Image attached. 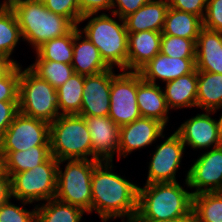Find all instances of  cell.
I'll return each instance as SVG.
<instances>
[{
  "mask_svg": "<svg viewBox=\"0 0 222 222\" xmlns=\"http://www.w3.org/2000/svg\"><path fill=\"white\" fill-rule=\"evenodd\" d=\"M112 161H101L93 170L92 213H98L102 222L121 218L134 222L138 211V185L113 171Z\"/></svg>",
  "mask_w": 222,
  "mask_h": 222,
  "instance_id": "obj_1",
  "label": "cell"
},
{
  "mask_svg": "<svg viewBox=\"0 0 222 222\" xmlns=\"http://www.w3.org/2000/svg\"><path fill=\"white\" fill-rule=\"evenodd\" d=\"M193 194L178 181L144 184L138 187V211L134 222H156L194 217Z\"/></svg>",
  "mask_w": 222,
  "mask_h": 222,
  "instance_id": "obj_2",
  "label": "cell"
},
{
  "mask_svg": "<svg viewBox=\"0 0 222 222\" xmlns=\"http://www.w3.org/2000/svg\"><path fill=\"white\" fill-rule=\"evenodd\" d=\"M9 6L15 13L23 41L30 43L35 50L76 27L69 18L51 12L44 4L34 0H15Z\"/></svg>",
  "mask_w": 222,
  "mask_h": 222,
  "instance_id": "obj_3",
  "label": "cell"
},
{
  "mask_svg": "<svg viewBox=\"0 0 222 222\" xmlns=\"http://www.w3.org/2000/svg\"><path fill=\"white\" fill-rule=\"evenodd\" d=\"M112 16L113 18L106 13L85 15L81 17L78 26L83 21L90 20L79 31L98 48L102 59L110 68L116 65L120 71H127L128 32L124 19L117 16L118 21L114 18L115 14L112 13Z\"/></svg>",
  "mask_w": 222,
  "mask_h": 222,
  "instance_id": "obj_4",
  "label": "cell"
},
{
  "mask_svg": "<svg viewBox=\"0 0 222 222\" xmlns=\"http://www.w3.org/2000/svg\"><path fill=\"white\" fill-rule=\"evenodd\" d=\"M49 141L51 154L58 161L63 159L93 160L88 126L84 117L78 114L60 115L50 123Z\"/></svg>",
  "mask_w": 222,
  "mask_h": 222,
  "instance_id": "obj_5",
  "label": "cell"
},
{
  "mask_svg": "<svg viewBox=\"0 0 222 222\" xmlns=\"http://www.w3.org/2000/svg\"><path fill=\"white\" fill-rule=\"evenodd\" d=\"M68 161V162H67ZM67 162L64 171L60 168ZM101 161L63 159L58 161L55 199L92 213L91 178L94 168Z\"/></svg>",
  "mask_w": 222,
  "mask_h": 222,
  "instance_id": "obj_6",
  "label": "cell"
},
{
  "mask_svg": "<svg viewBox=\"0 0 222 222\" xmlns=\"http://www.w3.org/2000/svg\"><path fill=\"white\" fill-rule=\"evenodd\" d=\"M19 112L49 124L61 114L58 109V93L49 82L39 78L28 67L20 66Z\"/></svg>",
  "mask_w": 222,
  "mask_h": 222,
  "instance_id": "obj_7",
  "label": "cell"
},
{
  "mask_svg": "<svg viewBox=\"0 0 222 222\" xmlns=\"http://www.w3.org/2000/svg\"><path fill=\"white\" fill-rule=\"evenodd\" d=\"M58 160L52 155L33 169L11 177V196L23 206L55 198Z\"/></svg>",
  "mask_w": 222,
  "mask_h": 222,
  "instance_id": "obj_8",
  "label": "cell"
},
{
  "mask_svg": "<svg viewBox=\"0 0 222 222\" xmlns=\"http://www.w3.org/2000/svg\"><path fill=\"white\" fill-rule=\"evenodd\" d=\"M137 87L138 72L121 70V73L115 74L112 68L108 116L119 127L141 117L136 98Z\"/></svg>",
  "mask_w": 222,
  "mask_h": 222,
  "instance_id": "obj_9",
  "label": "cell"
},
{
  "mask_svg": "<svg viewBox=\"0 0 222 222\" xmlns=\"http://www.w3.org/2000/svg\"><path fill=\"white\" fill-rule=\"evenodd\" d=\"M50 124L40 119L16 114L0 139V151H25L39 145H50Z\"/></svg>",
  "mask_w": 222,
  "mask_h": 222,
  "instance_id": "obj_10",
  "label": "cell"
},
{
  "mask_svg": "<svg viewBox=\"0 0 222 222\" xmlns=\"http://www.w3.org/2000/svg\"><path fill=\"white\" fill-rule=\"evenodd\" d=\"M185 185L196 189L193 195L203 192H222V145L204 152L191 165Z\"/></svg>",
  "mask_w": 222,
  "mask_h": 222,
  "instance_id": "obj_11",
  "label": "cell"
},
{
  "mask_svg": "<svg viewBox=\"0 0 222 222\" xmlns=\"http://www.w3.org/2000/svg\"><path fill=\"white\" fill-rule=\"evenodd\" d=\"M183 152L185 145L176 132L157 145L149 162L146 184L177 181L176 172L181 165Z\"/></svg>",
  "mask_w": 222,
  "mask_h": 222,
  "instance_id": "obj_12",
  "label": "cell"
},
{
  "mask_svg": "<svg viewBox=\"0 0 222 222\" xmlns=\"http://www.w3.org/2000/svg\"><path fill=\"white\" fill-rule=\"evenodd\" d=\"M166 126L158 120L140 117L132 123L120 127L118 159L126 157L134 150L152 145L158 138H164Z\"/></svg>",
  "mask_w": 222,
  "mask_h": 222,
  "instance_id": "obj_13",
  "label": "cell"
},
{
  "mask_svg": "<svg viewBox=\"0 0 222 222\" xmlns=\"http://www.w3.org/2000/svg\"><path fill=\"white\" fill-rule=\"evenodd\" d=\"M84 117L91 137L93 160L112 161L118 156L120 127L109 116Z\"/></svg>",
  "mask_w": 222,
  "mask_h": 222,
  "instance_id": "obj_14",
  "label": "cell"
},
{
  "mask_svg": "<svg viewBox=\"0 0 222 222\" xmlns=\"http://www.w3.org/2000/svg\"><path fill=\"white\" fill-rule=\"evenodd\" d=\"M217 111H205L187 119L175 131L186 146H191L193 150L208 149L220 146L218 121L210 115Z\"/></svg>",
  "mask_w": 222,
  "mask_h": 222,
  "instance_id": "obj_15",
  "label": "cell"
},
{
  "mask_svg": "<svg viewBox=\"0 0 222 222\" xmlns=\"http://www.w3.org/2000/svg\"><path fill=\"white\" fill-rule=\"evenodd\" d=\"M112 68L85 76L80 116H108Z\"/></svg>",
  "mask_w": 222,
  "mask_h": 222,
  "instance_id": "obj_16",
  "label": "cell"
},
{
  "mask_svg": "<svg viewBox=\"0 0 222 222\" xmlns=\"http://www.w3.org/2000/svg\"><path fill=\"white\" fill-rule=\"evenodd\" d=\"M195 69V58H173L159 52L138 72L144 81L156 84L157 79L166 83Z\"/></svg>",
  "mask_w": 222,
  "mask_h": 222,
  "instance_id": "obj_17",
  "label": "cell"
},
{
  "mask_svg": "<svg viewBox=\"0 0 222 222\" xmlns=\"http://www.w3.org/2000/svg\"><path fill=\"white\" fill-rule=\"evenodd\" d=\"M162 32L128 33L127 71L138 72L160 52Z\"/></svg>",
  "mask_w": 222,
  "mask_h": 222,
  "instance_id": "obj_18",
  "label": "cell"
},
{
  "mask_svg": "<svg viewBox=\"0 0 222 222\" xmlns=\"http://www.w3.org/2000/svg\"><path fill=\"white\" fill-rule=\"evenodd\" d=\"M197 71L222 74V32L202 28L196 41Z\"/></svg>",
  "mask_w": 222,
  "mask_h": 222,
  "instance_id": "obj_19",
  "label": "cell"
},
{
  "mask_svg": "<svg viewBox=\"0 0 222 222\" xmlns=\"http://www.w3.org/2000/svg\"><path fill=\"white\" fill-rule=\"evenodd\" d=\"M137 103L141 117L152 118L163 123L169 122V109L164 92L157 83H149L142 79L138 72Z\"/></svg>",
  "mask_w": 222,
  "mask_h": 222,
  "instance_id": "obj_20",
  "label": "cell"
},
{
  "mask_svg": "<svg viewBox=\"0 0 222 222\" xmlns=\"http://www.w3.org/2000/svg\"><path fill=\"white\" fill-rule=\"evenodd\" d=\"M71 65L74 73L84 76L95 75L110 69L102 59L98 48L80 31L74 35Z\"/></svg>",
  "mask_w": 222,
  "mask_h": 222,
  "instance_id": "obj_21",
  "label": "cell"
},
{
  "mask_svg": "<svg viewBox=\"0 0 222 222\" xmlns=\"http://www.w3.org/2000/svg\"><path fill=\"white\" fill-rule=\"evenodd\" d=\"M168 8V0H152L146 3L124 18L127 32L137 33L146 30L162 32Z\"/></svg>",
  "mask_w": 222,
  "mask_h": 222,
  "instance_id": "obj_22",
  "label": "cell"
},
{
  "mask_svg": "<svg viewBox=\"0 0 222 222\" xmlns=\"http://www.w3.org/2000/svg\"><path fill=\"white\" fill-rule=\"evenodd\" d=\"M51 156L50 145L34 146L25 151H0L1 166L10 177L33 169Z\"/></svg>",
  "mask_w": 222,
  "mask_h": 222,
  "instance_id": "obj_23",
  "label": "cell"
},
{
  "mask_svg": "<svg viewBox=\"0 0 222 222\" xmlns=\"http://www.w3.org/2000/svg\"><path fill=\"white\" fill-rule=\"evenodd\" d=\"M163 92L169 110L196 107L197 69L190 74L166 82Z\"/></svg>",
  "mask_w": 222,
  "mask_h": 222,
  "instance_id": "obj_24",
  "label": "cell"
},
{
  "mask_svg": "<svg viewBox=\"0 0 222 222\" xmlns=\"http://www.w3.org/2000/svg\"><path fill=\"white\" fill-rule=\"evenodd\" d=\"M202 28L203 20L199 16L169 7L162 35L192 39L196 42Z\"/></svg>",
  "mask_w": 222,
  "mask_h": 222,
  "instance_id": "obj_25",
  "label": "cell"
},
{
  "mask_svg": "<svg viewBox=\"0 0 222 222\" xmlns=\"http://www.w3.org/2000/svg\"><path fill=\"white\" fill-rule=\"evenodd\" d=\"M196 107L204 111L222 108V74L197 71Z\"/></svg>",
  "mask_w": 222,
  "mask_h": 222,
  "instance_id": "obj_26",
  "label": "cell"
},
{
  "mask_svg": "<svg viewBox=\"0 0 222 222\" xmlns=\"http://www.w3.org/2000/svg\"><path fill=\"white\" fill-rule=\"evenodd\" d=\"M40 204H36V222H80L86 213L80 207L55 198Z\"/></svg>",
  "mask_w": 222,
  "mask_h": 222,
  "instance_id": "obj_27",
  "label": "cell"
},
{
  "mask_svg": "<svg viewBox=\"0 0 222 222\" xmlns=\"http://www.w3.org/2000/svg\"><path fill=\"white\" fill-rule=\"evenodd\" d=\"M84 81V75L73 73L62 86L57 88L58 109L61 115L80 113Z\"/></svg>",
  "mask_w": 222,
  "mask_h": 222,
  "instance_id": "obj_28",
  "label": "cell"
},
{
  "mask_svg": "<svg viewBox=\"0 0 222 222\" xmlns=\"http://www.w3.org/2000/svg\"><path fill=\"white\" fill-rule=\"evenodd\" d=\"M79 28L76 26L70 33L43 43L35 50L36 58L71 64L74 35L79 31Z\"/></svg>",
  "mask_w": 222,
  "mask_h": 222,
  "instance_id": "obj_29",
  "label": "cell"
},
{
  "mask_svg": "<svg viewBox=\"0 0 222 222\" xmlns=\"http://www.w3.org/2000/svg\"><path fill=\"white\" fill-rule=\"evenodd\" d=\"M192 213L195 222H222V192L193 195Z\"/></svg>",
  "mask_w": 222,
  "mask_h": 222,
  "instance_id": "obj_30",
  "label": "cell"
},
{
  "mask_svg": "<svg viewBox=\"0 0 222 222\" xmlns=\"http://www.w3.org/2000/svg\"><path fill=\"white\" fill-rule=\"evenodd\" d=\"M22 38L14 11L9 5H0V53L11 58Z\"/></svg>",
  "mask_w": 222,
  "mask_h": 222,
  "instance_id": "obj_31",
  "label": "cell"
},
{
  "mask_svg": "<svg viewBox=\"0 0 222 222\" xmlns=\"http://www.w3.org/2000/svg\"><path fill=\"white\" fill-rule=\"evenodd\" d=\"M28 68L39 78L49 82L55 89L62 86L74 73L71 64L36 59Z\"/></svg>",
  "mask_w": 222,
  "mask_h": 222,
  "instance_id": "obj_32",
  "label": "cell"
},
{
  "mask_svg": "<svg viewBox=\"0 0 222 222\" xmlns=\"http://www.w3.org/2000/svg\"><path fill=\"white\" fill-rule=\"evenodd\" d=\"M160 53L173 58H195L196 42L192 39L162 35Z\"/></svg>",
  "mask_w": 222,
  "mask_h": 222,
  "instance_id": "obj_33",
  "label": "cell"
},
{
  "mask_svg": "<svg viewBox=\"0 0 222 222\" xmlns=\"http://www.w3.org/2000/svg\"><path fill=\"white\" fill-rule=\"evenodd\" d=\"M0 222H36V206L30 211L9 199L0 205Z\"/></svg>",
  "mask_w": 222,
  "mask_h": 222,
  "instance_id": "obj_34",
  "label": "cell"
},
{
  "mask_svg": "<svg viewBox=\"0 0 222 222\" xmlns=\"http://www.w3.org/2000/svg\"><path fill=\"white\" fill-rule=\"evenodd\" d=\"M20 64H16L5 76L0 77V101H18Z\"/></svg>",
  "mask_w": 222,
  "mask_h": 222,
  "instance_id": "obj_35",
  "label": "cell"
},
{
  "mask_svg": "<svg viewBox=\"0 0 222 222\" xmlns=\"http://www.w3.org/2000/svg\"><path fill=\"white\" fill-rule=\"evenodd\" d=\"M45 7L51 12L69 18L76 26L82 17L78 0H47Z\"/></svg>",
  "mask_w": 222,
  "mask_h": 222,
  "instance_id": "obj_36",
  "label": "cell"
},
{
  "mask_svg": "<svg viewBox=\"0 0 222 222\" xmlns=\"http://www.w3.org/2000/svg\"><path fill=\"white\" fill-rule=\"evenodd\" d=\"M203 28L222 32V0H207Z\"/></svg>",
  "mask_w": 222,
  "mask_h": 222,
  "instance_id": "obj_37",
  "label": "cell"
},
{
  "mask_svg": "<svg viewBox=\"0 0 222 222\" xmlns=\"http://www.w3.org/2000/svg\"><path fill=\"white\" fill-rule=\"evenodd\" d=\"M169 7L195 14L202 20L206 13L207 0H168Z\"/></svg>",
  "mask_w": 222,
  "mask_h": 222,
  "instance_id": "obj_38",
  "label": "cell"
},
{
  "mask_svg": "<svg viewBox=\"0 0 222 222\" xmlns=\"http://www.w3.org/2000/svg\"><path fill=\"white\" fill-rule=\"evenodd\" d=\"M150 1L152 0H113L111 12L124 19Z\"/></svg>",
  "mask_w": 222,
  "mask_h": 222,
  "instance_id": "obj_39",
  "label": "cell"
},
{
  "mask_svg": "<svg viewBox=\"0 0 222 222\" xmlns=\"http://www.w3.org/2000/svg\"><path fill=\"white\" fill-rule=\"evenodd\" d=\"M18 112V101H0V139Z\"/></svg>",
  "mask_w": 222,
  "mask_h": 222,
  "instance_id": "obj_40",
  "label": "cell"
},
{
  "mask_svg": "<svg viewBox=\"0 0 222 222\" xmlns=\"http://www.w3.org/2000/svg\"><path fill=\"white\" fill-rule=\"evenodd\" d=\"M113 0H78L80 13L83 16L98 14L104 10H110Z\"/></svg>",
  "mask_w": 222,
  "mask_h": 222,
  "instance_id": "obj_41",
  "label": "cell"
},
{
  "mask_svg": "<svg viewBox=\"0 0 222 222\" xmlns=\"http://www.w3.org/2000/svg\"><path fill=\"white\" fill-rule=\"evenodd\" d=\"M11 198V177L0 166V205Z\"/></svg>",
  "mask_w": 222,
  "mask_h": 222,
  "instance_id": "obj_42",
  "label": "cell"
},
{
  "mask_svg": "<svg viewBox=\"0 0 222 222\" xmlns=\"http://www.w3.org/2000/svg\"><path fill=\"white\" fill-rule=\"evenodd\" d=\"M16 64H19L17 60L0 53V77L5 76Z\"/></svg>",
  "mask_w": 222,
  "mask_h": 222,
  "instance_id": "obj_43",
  "label": "cell"
},
{
  "mask_svg": "<svg viewBox=\"0 0 222 222\" xmlns=\"http://www.w3.org/2000/svg\"><path fill=\"white\" fill-rule=\"evenodd\" d=\"M156 222H195L194 217H180L170 220L156 221Z\"/></svg>",
  "mask_w": 222,
  "mask_h": 222,
  "instance_id": "obj_44",
  "label": "cell"
},
{
  "mask_svg": "<svg viewBox=\"0 0 222 222\" xmlns=\"http://www.w3.org/2000/svg\"><path fill=\"white\" fill-rule=\"evenodd\" d=\"M217 121H218V133H219L220 145H222V114L219 120Z\"/></svg>",
  "mask_w": 222,
  "mask_h": 222,
  "instance_id": "obj_45",
  "label": "cell"
},
{
  "mask_svg": "<svg viewBox=\"0 0 222 222\" xmlns=\"http://www.w3.org/2000/svg\"><path fill=\"white\" fill-rule=\"evenodd\" d=\"M13 1L15 0H3V3L0 1V5H9Z\"/></svg>",
  "mask_w": 222,
  "mask_h": 222,
  "instance_id": "obj_46",
  "label": "cell"
},
{
  "mask_svg": "<svg viewBox=\"0 0 222 222\" xmlns=\"http://www.w3.org/2000/svg\"><path fill=\"white\" fill-rule=\"evenodd\" d=\"M34 1L44 4L47 0H34Z\"/></svg>",
  "mask_w": 222,
  "mask_h": 222,
  "instance_id": "obj_47",
  "label": "cell"
}]
</instances>
